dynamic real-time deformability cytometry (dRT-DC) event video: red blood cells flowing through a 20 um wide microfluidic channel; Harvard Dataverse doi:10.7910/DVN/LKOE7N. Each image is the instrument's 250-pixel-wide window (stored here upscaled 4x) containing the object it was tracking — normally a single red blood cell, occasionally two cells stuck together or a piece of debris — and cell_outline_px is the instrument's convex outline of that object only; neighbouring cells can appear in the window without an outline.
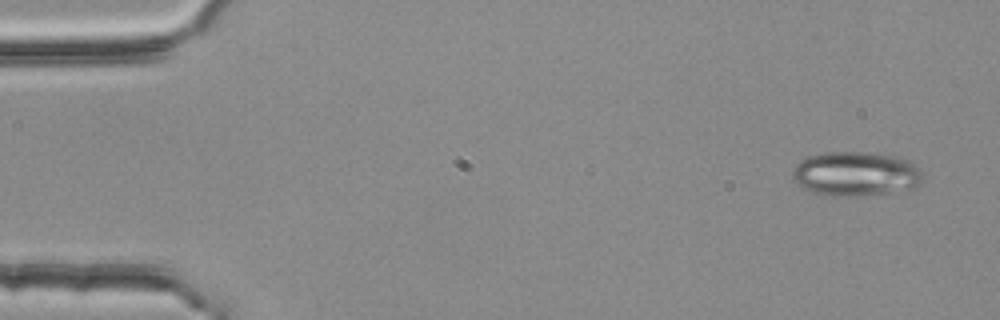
{"species": "common noctule bat (a hibernating species)", "species_latin": "Nyctalus noctula", "temperature_condition": "room temperature", "stored_images_in_passage": 3, "camera_frame_rate_fps": 3000, "um_per_image_px": 0.085, "animal": {"sex": "female", "body_mass_g": 25.1}, "frame": {"image": 1, "passage_image": 1, "time_ms": 0.0, "image_size_px": [1000, 320], "cell_outline_px": [[920, 184], [916, 188], [852, 196], [832, 196], [816, 192], [804, 188], [792, 180], [792, 172], [796, 164], [800, 160], [808, 156], [824, 152], [864, 152], [896, 156], [908, 160], [920, 172]], "centroid_in_image_um": [72.68, 14.76], "position_along_channel_um": 12.3, "area_um2": 33.23}}